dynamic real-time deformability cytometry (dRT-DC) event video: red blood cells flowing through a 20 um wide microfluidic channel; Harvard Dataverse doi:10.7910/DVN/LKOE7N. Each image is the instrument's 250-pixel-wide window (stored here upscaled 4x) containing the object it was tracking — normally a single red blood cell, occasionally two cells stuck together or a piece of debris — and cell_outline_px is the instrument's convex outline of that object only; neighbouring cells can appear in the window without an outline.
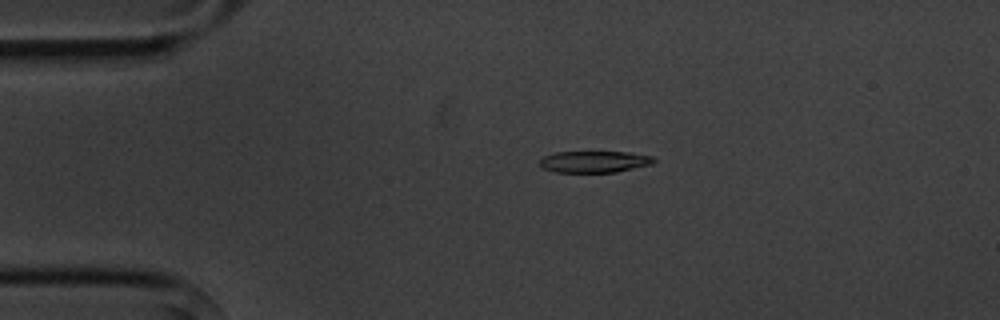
{"species": "common noctule bat (a hibernating species)", "species_latin": "Nyctalus noctula", "temperature_condition": "cold", "stored_images_in_passage": 5, "camera_frame_rate_fps": 3000, "um_per_image_px": 0.085, "animal": {"sex": "male", "body_mass_g": 20.1, "forearm_length_mm": 53.5}, "frame": {"image": 1, "passage_image": 4, "time_ms": 3.333, "image_size_px": [1000, 320], "cell_outline_px": [[656, 160], [652, 164], [616, 172], [556, 172], [540, 168], [540, 160], [544, 156], [556, 152], [628, 152], [652, 156]], "centroid_in_image_um": [50.5, 13.75], "position_along_channel_um": 34.5, "area_um2": 14.33}}